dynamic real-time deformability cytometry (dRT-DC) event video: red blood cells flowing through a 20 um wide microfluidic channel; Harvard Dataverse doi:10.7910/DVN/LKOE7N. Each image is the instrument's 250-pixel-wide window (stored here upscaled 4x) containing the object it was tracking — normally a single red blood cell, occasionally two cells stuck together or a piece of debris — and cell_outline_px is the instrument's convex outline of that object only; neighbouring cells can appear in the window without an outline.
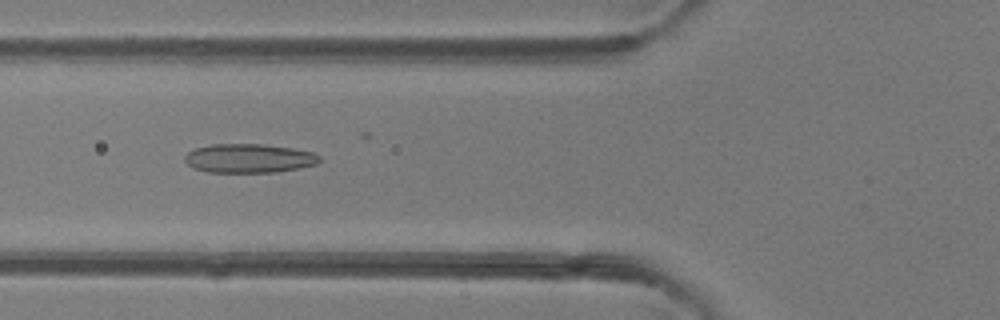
{"species": "common noctule bat (a hibernating species)", "species_latin": "Nyctalus noctula", "temperature_condition": "room temperature", "stored_images_in_passage": 39, "camera_frame_rate_fps": 3000, "um_per_image_px": 0.085, "animal": {"sex": "female"}, "frame": {"image": 1, "passage_image": 19, "time_ms": 6.0, "image_size_px": [1000, 320], "cell_outline_px": [[320, 160], [316, 164], [300, 168], [276, 172], [208, 172], [196, 168], [188, 164], [184, 160], [184, 156], [188, 152], [196, 148], [212, 144], [264, 144], [292, 148], [312, 152], [320, 156]], "centroid_in_image_um": [21.17, 13.45], "position_along_channel_um": 104.6, "area_um2": 22.66}}
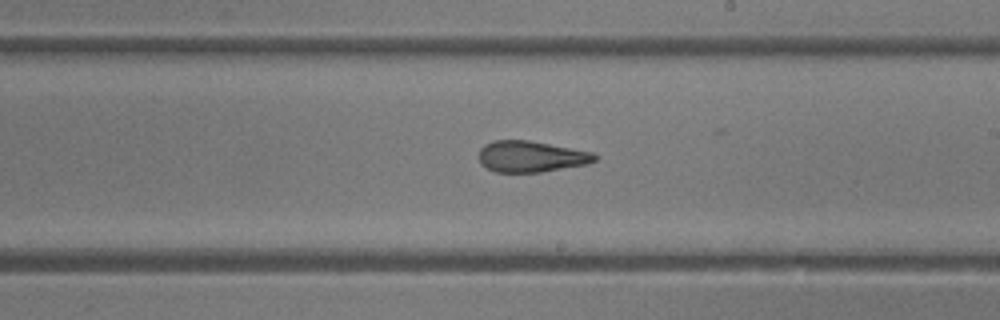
{"frame": {"image": 2, "passage_image": 29, "time_ms": 9.333, "image_size_px": [1000, 320], "cell_outline_px": [[600, 156], [596, 160], [588, 164], [540, 172], [496, 172], [480, 164], [480, 148], [484, 144], [496, 140], [528, 140], [592, 152]], "centroid_in_image_um": [45.15, 13.3], "position_along_channel_um": 243.8, "area_um2": 20.98}}
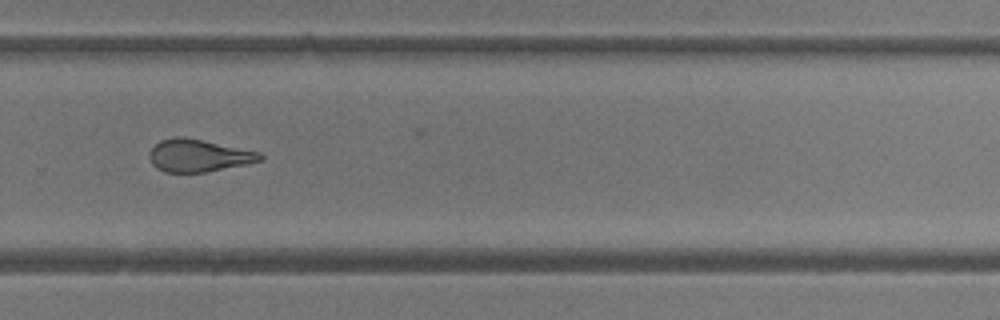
{"frame": {"image": 3, "passage_image": 34, "time_ms": 11.0, "image_size_px": [1000, 320], "cell_outline_px": [[264, 160], [248, 164], [204, 172], [164, 172], [156, 168], [152, 164], [148, 156], [148, 152], [160, 140], [176, 136], [184, 136], [260, 152], [264, 156]], "centroid_in_image_um": [16.87, 13.22], "position_along_channel_um": 312.9, "area_um2": 21.1}}